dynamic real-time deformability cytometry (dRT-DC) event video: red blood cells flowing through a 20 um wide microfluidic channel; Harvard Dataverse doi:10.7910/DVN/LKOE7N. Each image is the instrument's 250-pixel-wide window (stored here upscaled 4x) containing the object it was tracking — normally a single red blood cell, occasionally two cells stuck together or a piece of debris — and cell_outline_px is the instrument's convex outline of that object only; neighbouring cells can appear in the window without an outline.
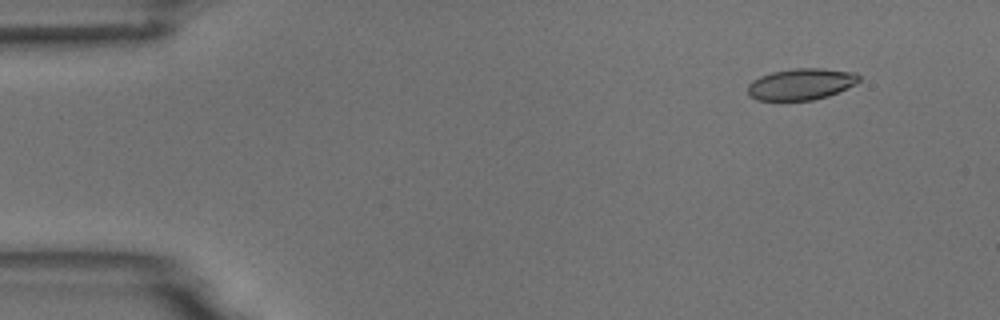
{"species": "common noctule bat (a hibernating species)", "species_latin": "Nyctalus noctula", "temperature_condition": "room temperature", "stored_images_in_passage": 6, "camera_frame_rate_fps": 3000, "um_per_image_px": 0.085, "animal": {"sex": "male", "body_mass_g": 18.8}, "frame": {"image": 1, "passage_image": 2, "time_ms": 1.333, "image_size_px": [1000, 320], "cell_outline_px": [[860, 80], [856, 84], [828, 96], [812, 100], [756, 100], [748, 96], [748, 84], [752, 80], [760, 76], [772, 72], [792, 68], [824, 68], [856, 72], [860, 76]], "centroid_in_image_um": [68.09, 7.14], "position_along_channel_um": 16.9, "area_um2": 20.58}}
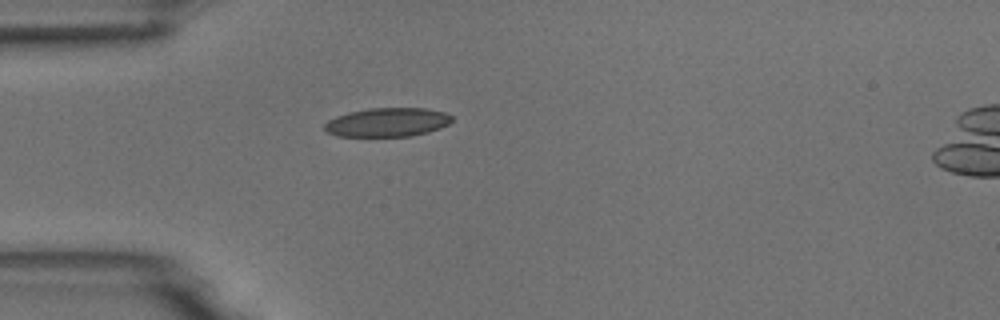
{"frame": {"image": 2, "passage_image": 5, "time_ms": 4.667, "image_size_px": [1000, 320], "cell_outline_px": [[452, 120], [448, 124], [440, 128], [428, 132], [412, 136], [336, 136], [328, 132], [324, 128], [324, 124], [328, 120], [336, 116], [348, 112], [368, 108], [424, 108], [444, 112], [452, 116]], "centroid_in_image_um": [32.92, 10.39], "position_along_channel_um": 52.1, "area_um2": 21.44}}